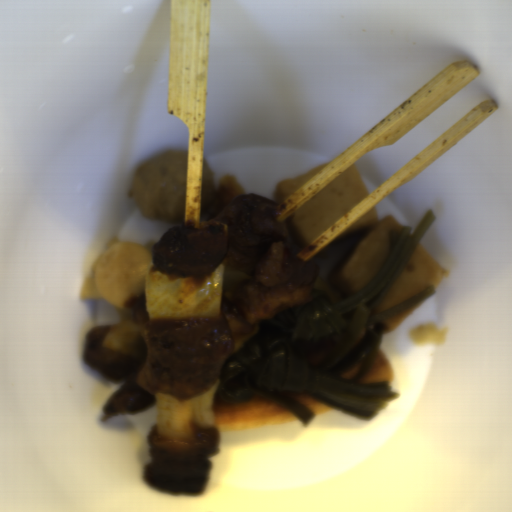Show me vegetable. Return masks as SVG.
I'll return each mask as SVG.
<instances>
[{
    "label": "vegetable",
    "mask_w": 512,
    "mask_h": 512,
    "mask_svg": "<svg viewBox=\"0 0 512 512\" xmlns=\"http://www.w3.org/2000/svg\"><path fill=\"white\" fill-rule=\"evenodd\" d=\"M249 280V275L230 268L223 259L202 278H174L151 265L144 279L146 311L150 318H218L226 293Z\"/></svg>",
    "instance_id": "1"
},
{
    "label": "vegetable",
    "mask_w": 512,
    "mask_h": 512,
    "mask_svg": "<svg viewBox=\"0 0 512 512\" xmlns=\"http://www.w3.org/2000/svg\"><path fill=\"white\" fill-rule=\"evenodd\" d=\"M219 379L202 394L177 399L166 394L154 396L156 428L151 444L169 452L208 451L216 440L213 407Z\"/></svg>",
    "instance_id": "2"
},
{
    "label": "vegetable",
    "mask_w": 512,
    "mask_h": 512,
    "mask_svg": "<svg viewBox=\"0 0 512 512\" xmlns=\"http://www.w3.org/2000/svg\"><path fill=\"white\" fill-rule=\"evenodd\" d=\"M145 325L136 322L134 319L111 325L102 345L127 355L139 364L146 357L142 333Z\"/></svg>",
    "instance_id": "3"
},
{
    "label": "vegetable",
    "mask_w": 512,
    "mask_h": 512,
    "mask_svg": "<svg viewBox=\"0 0 512 512\" xmlns=\"http://www.w3.org/2000/svg\"><path fill=\"white\" fill-rule=\"evenodd\" d=\"M233 340V351L244 347L248 340L259 330L258 322H247L238 315H224Z\"/></svg>",
    "instance_id": "4"
}]
</instances>
